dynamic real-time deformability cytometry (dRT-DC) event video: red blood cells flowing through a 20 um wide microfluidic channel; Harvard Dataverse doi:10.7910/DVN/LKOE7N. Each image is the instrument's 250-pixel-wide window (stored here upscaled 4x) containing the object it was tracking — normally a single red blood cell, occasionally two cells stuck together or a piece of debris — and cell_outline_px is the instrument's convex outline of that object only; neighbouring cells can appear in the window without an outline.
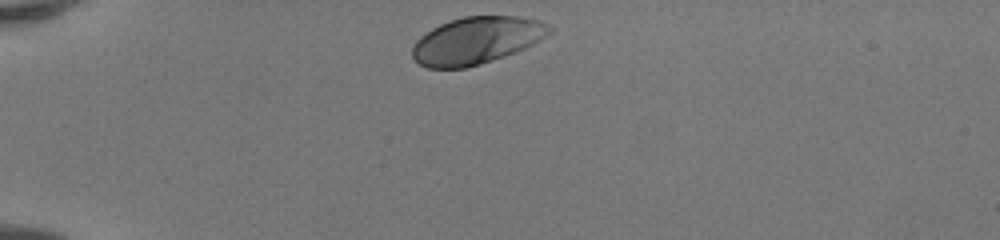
{"species": "human", "species_latin": "Homo sapiens", "temperature_condition": "room temperature", "stored_images_in_passage": 5, "camera_frame_rate_fps": 3000, "um_per_image_px": 0.085, "donor": {"sex": "female"}, "frame": {"image": 1, "passage_image": 1, "time_ms": 0.0, "image_size_px": [1000, 240], "cell_outline_px": [[552, 32], [540, 40], [524, 48], [504, 56], [480, 64], [464, 68], [428, 68], [420, 64], [412, 56], [412, 44], [420, 36], [432, 28], [440, 24], [464, 16], [516, 16], [536, 20], [548, 24], [552, 28]], "centroid_in_image_um": [40.48, 3.44], "position_along_channel_um": 44.5, "area_um2": 37.4}}